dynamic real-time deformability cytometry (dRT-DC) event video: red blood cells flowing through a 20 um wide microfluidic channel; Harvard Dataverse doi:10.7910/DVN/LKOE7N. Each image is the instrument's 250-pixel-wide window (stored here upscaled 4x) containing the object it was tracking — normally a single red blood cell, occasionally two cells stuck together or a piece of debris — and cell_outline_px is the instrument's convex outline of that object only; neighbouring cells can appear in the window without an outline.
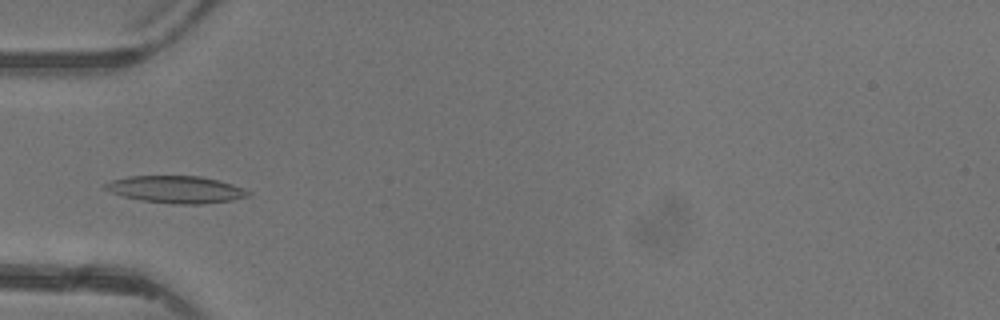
{"species": "common noctule bat (a hibernating species)", "species_latin": "Nyctalus noctula", "temperature_condition": "warm", "stored_images_in_passage": 3, "camera_frame_rate_fps": 3000, "um_per_image_px": 0.085, "animal": {"sex": "female"}, "frame": {"image": 1, "passage_image": 3, "time_ms": 2.333, "image_size_px": [1000, 320], "cell_outline_px": [[252, 192], [248, 196], [232, 200], [200, 204], [172, 204], [140, 200], [108, 192], [100, 188], [104, 184], [112, 180], [128, 176], [200, 176], [232, 184]], "centroid_in_image_um": [14.9, 16.1], "position_along_channel_um": 70.1, "area_um2": 22.66}}